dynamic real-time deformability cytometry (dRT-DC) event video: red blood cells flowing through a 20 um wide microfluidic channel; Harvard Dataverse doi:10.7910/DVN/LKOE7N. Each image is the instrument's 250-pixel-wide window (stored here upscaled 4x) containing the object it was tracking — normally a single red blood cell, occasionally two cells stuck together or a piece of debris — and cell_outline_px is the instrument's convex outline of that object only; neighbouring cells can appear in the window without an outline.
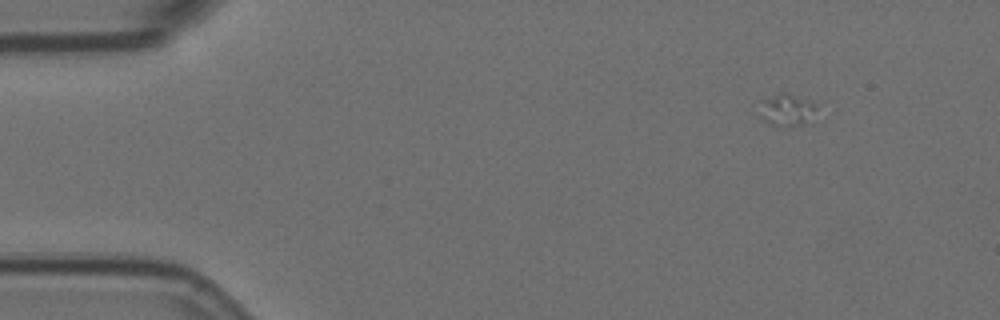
{"species": "Egyptian fruit bat (a non-hibernating species)", "species_latin": "Rousettus aegyptiacus", "temperature_condition": "room temperature", "stored_images_in_passage": 2, "camera_frame_rate_fps": 3000, "um_per_image_px": 0.085, "animal": {"sex": "female"}, "frame": {"image": 1, "passage_image": 1, "time_ms": 0.0, "image_size_px": [1000, 320], "cell_outline_px": [[820, 104], [804, 124], [772, 124], [764, 120], [760, 116], [760, 100], [780, 92], [788, 92]], "centroid_in_image_um": [66.87, 9.26], "position_along_channel_um": 18.1, "area_um2": 10.46}}